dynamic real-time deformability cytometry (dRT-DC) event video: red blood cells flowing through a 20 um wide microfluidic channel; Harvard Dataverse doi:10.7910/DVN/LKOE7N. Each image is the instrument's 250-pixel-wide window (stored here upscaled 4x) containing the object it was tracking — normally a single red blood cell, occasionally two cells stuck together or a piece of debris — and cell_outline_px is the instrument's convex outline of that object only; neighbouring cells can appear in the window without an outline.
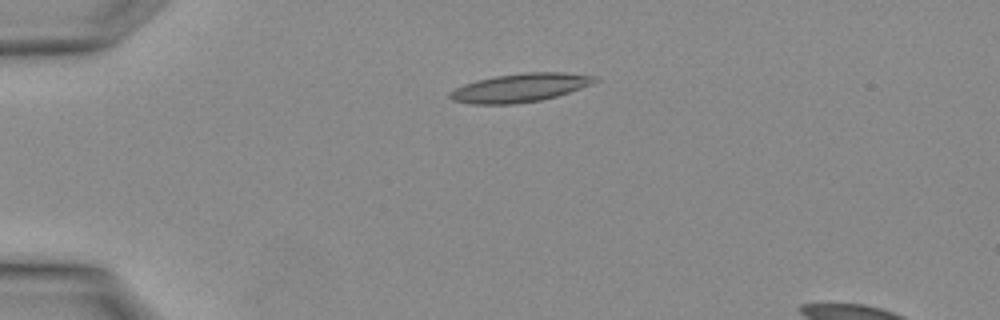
{"species": "Egyptian fruit bat (a non-hibernating species)", "species_latin": "Rousettus aegyptiacus", "temperature_condition": "warm", "stored_images_in_passage": 2, "segment_of_instrument_passage": [1, 2], "camera_frame_rate_fps": 3000, "um_per_image_px": 0.085, "animal": {"sex": "female"}, "frame": {"image": 1, "passage_image": 1, "time_ms": 0.0, "image_size_px": [1000, 320], "cell_outline_px": [[600, 80], [592, 84], [556, 96], [540, 100], [512, 104], [472, 104], [452, 100], [448, 96], [448, 92], [464, 84], [476, 80], [496, 76], [524, 72], [564, 72], [596, 76]], "centroid_in_image_um": [44.2, 7.45], "position_along_channel_um": 40.8, "area_um2": 24.04}}